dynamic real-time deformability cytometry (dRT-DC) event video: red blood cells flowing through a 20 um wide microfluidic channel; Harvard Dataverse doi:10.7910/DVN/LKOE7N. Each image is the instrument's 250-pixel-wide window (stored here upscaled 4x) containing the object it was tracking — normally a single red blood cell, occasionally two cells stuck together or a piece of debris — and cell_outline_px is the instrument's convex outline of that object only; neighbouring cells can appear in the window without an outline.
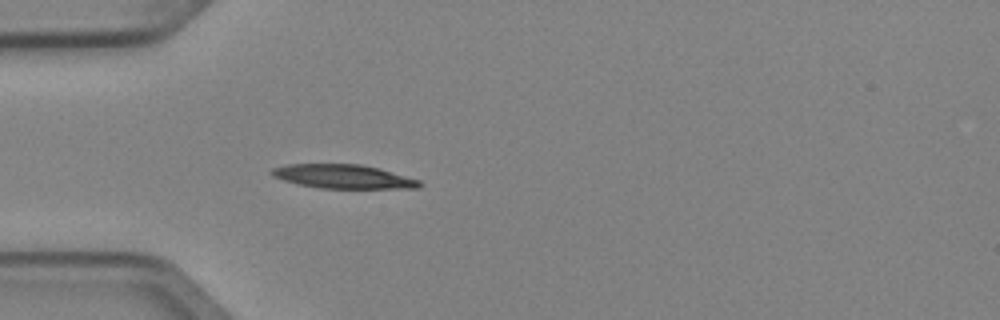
{"species": "Egyptian fruit bat (a non-hibernating species)", "species_latin": "Rousettus aegyptiacus", "temperature_condition": "cold", "stored_images_in_passage": 2, "camera_frame_rate_fps": 3000, "um_per_image_px": 0.085, "animal": {"sex": "female"}, "frame": {"image": 1, "passage_image": 2, "time_ms": 0.333, "image_size_px": [1000, 320], "cell_outline_px": [[424, 184], [420, 188], [320, 188], [296, 184], [272, 176], [268, 172], [272, 168], [284, 164], [360, 164], [376, 168], [420, 180]], "centroid_in_image_um": [29.12, 15.0], "position_along_channel_um": 55.9, "area_um2": 20.58}}